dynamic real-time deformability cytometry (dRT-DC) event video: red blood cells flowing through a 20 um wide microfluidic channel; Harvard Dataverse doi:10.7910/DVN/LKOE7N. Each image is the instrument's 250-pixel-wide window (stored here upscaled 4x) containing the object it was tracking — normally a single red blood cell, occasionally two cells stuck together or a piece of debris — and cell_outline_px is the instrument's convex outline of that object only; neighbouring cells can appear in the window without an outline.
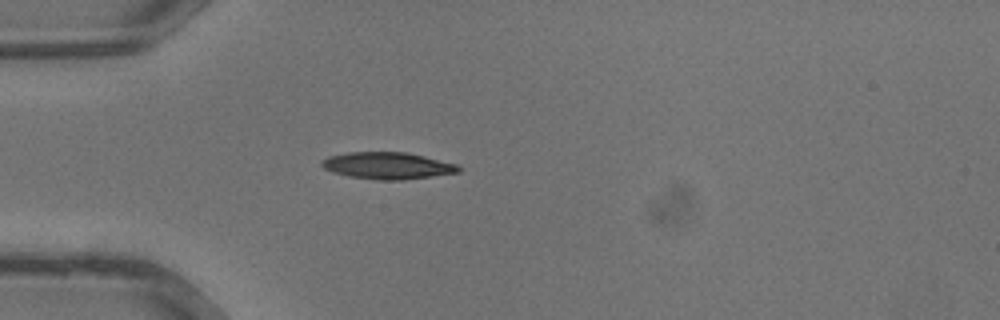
{"species": "common noctule bat (a hibernating species)", "species_latin": "Nyctalus noctula", "temperature_condition": "warm", "stored_images_in_passage": 4, "camera_frame_rate_fps": 3000, "um_per_image_px": 0.085, "animal": {"sex": "male", "body_mass_g": 13.3}, "frame": {"image": 1, "passage_image": 1, "time_ms": 0.0, "image_size_px": [1000, 320], "cell_outline_px": [[464, 168], [460, 172], [400, 180], [380, 180], [348, 176], [332, 172], [324, 168], [320, 164], [320, 160], [328, 156], [348, 152], [404, 152], [424, 156], [456, 164]], "centroid_in_image_um": [32.92, 14.07], "position_along_channel_um": 52.1, "area_um2": 21.39}}
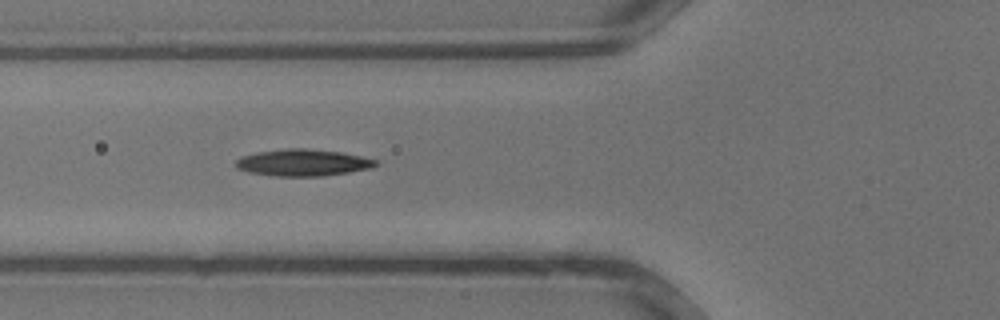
{"frame": {"image": 2, "passage_image": 4, "time_ms": 1.0, "image_size_px": [1000, 320], "cell_outline_px": [[380, 164], [372, 168], [348, 172], [320, 176], [276, 176], [248, 172], [236, 168], [236, 160], [240, 156], [256, 152], [288, 148], [304, 148], [340, 152], [360, 156], [376, 160]], "centroid_in_image_um": [25.72, 13.82], "position_along_channel_um": 100.1, "area_um2": 21.79}}